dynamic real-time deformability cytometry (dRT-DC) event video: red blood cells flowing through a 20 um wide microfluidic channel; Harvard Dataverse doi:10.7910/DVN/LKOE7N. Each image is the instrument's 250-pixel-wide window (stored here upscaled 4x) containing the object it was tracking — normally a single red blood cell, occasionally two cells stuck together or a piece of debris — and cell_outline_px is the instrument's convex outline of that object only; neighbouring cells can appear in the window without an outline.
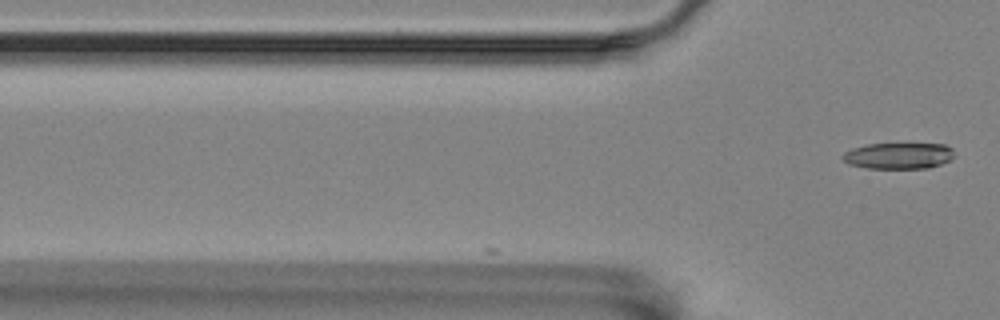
{"species": "Egyptian fruit bat (a non-hibernating species)", "species_latin": "Rousettus aegyptiacus", "temperature_condition": "room temperature", "stored_images_in_passage": 5, "camera_frame_rate_fps": 3000, "um_per_image_px": 0.085, "animal": {"sex": "female"}, "frame": {"image": 1, "passage_image": 5, "time_ms": 1.333, "image_size_px": [1000, 320], "cell_outline_px": [[952, 156], [948, 160], [940, 164], [928, 168], [868, 168], [848, 164], [840, 156], [844, 152], [852, 148], [868, 144], [944, 144], [952, 148]], "centroid_in_image_um": [76.32, 13.24], "position_along_channel_um": 49.5, "area_um2": 16.88}}